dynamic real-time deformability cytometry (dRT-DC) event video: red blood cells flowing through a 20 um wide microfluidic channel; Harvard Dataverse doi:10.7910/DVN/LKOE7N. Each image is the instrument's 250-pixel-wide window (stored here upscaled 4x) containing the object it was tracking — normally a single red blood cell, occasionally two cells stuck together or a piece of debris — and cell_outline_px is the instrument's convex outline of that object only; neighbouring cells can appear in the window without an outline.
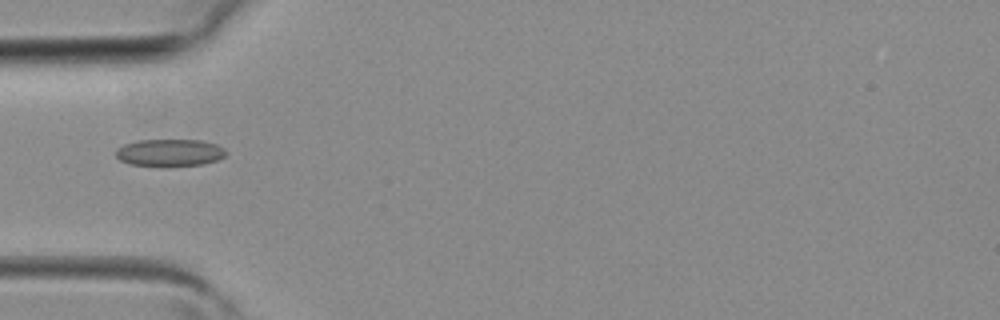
{"species": "common noctule bat (a hibernating species)", "species_latin": "Nyctalus noctula", "temperature_condition": "room temperature", "stored_images_in_passage": 4, "camera_frame_rate_fps": 3000, "um_per_image_px": 0.085, "animal": {"sex": "female", "body_mass_g": 19.3, "forearm_length_mm": 54.1}, "frame": {"image": 1, "passage_image": 4, "time_ms": 1.0, "image_size_px": [1000, 320], "cell_outline_px": [[228, 152], [224, 156], [216, 160], [204, 164], [168, 168], [164, 168], [128, 164], [120, 160], [116, 156], [116, 148], [124, 144], [136, 140], [200, 140], [216, 144], [224, 148]], "centroid_in_image_um": [14.4, 13.01], "position_along_channel_um": 70.6, "area_um2": 18.09}}